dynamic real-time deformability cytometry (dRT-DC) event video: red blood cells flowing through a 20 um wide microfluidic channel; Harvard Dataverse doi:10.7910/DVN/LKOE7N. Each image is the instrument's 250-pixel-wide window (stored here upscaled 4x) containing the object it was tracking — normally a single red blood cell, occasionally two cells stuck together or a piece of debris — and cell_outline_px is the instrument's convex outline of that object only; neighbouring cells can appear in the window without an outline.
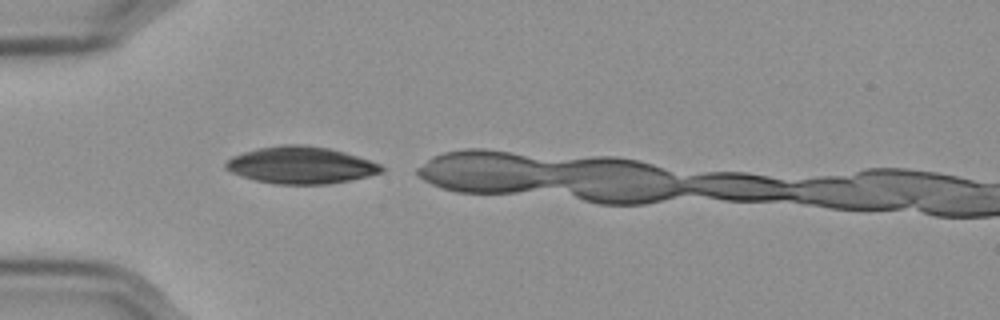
{"species": "Egyptian fruit bat (a non-hibernating species)", "species_latin": "Rousettus aegyptiacus", "temperature_condition": "cold", "stored_images_in_passage": 5, "camera_frame_rate_fps": 3000, "um_per_image_px": 0.085, "frame": {"image": 1, "passage_image": 1, "time_ms": 0.0, "image_size_px": [1000, 320], "cell_outline_px": [[384, 172], [368, 176], [328, 184], [276, 184], [256, 180], [232, 172], [224, 168], [224, 164], [232, 156], [256, 148], [280, 144], [300, 144], [328, 148], [344, 152], [380, 164], [384, 168]], "centroid_in_image_um": [25.56, 14.03], "position_along_channel_um": 59.4, "area_um2": 33.41}}